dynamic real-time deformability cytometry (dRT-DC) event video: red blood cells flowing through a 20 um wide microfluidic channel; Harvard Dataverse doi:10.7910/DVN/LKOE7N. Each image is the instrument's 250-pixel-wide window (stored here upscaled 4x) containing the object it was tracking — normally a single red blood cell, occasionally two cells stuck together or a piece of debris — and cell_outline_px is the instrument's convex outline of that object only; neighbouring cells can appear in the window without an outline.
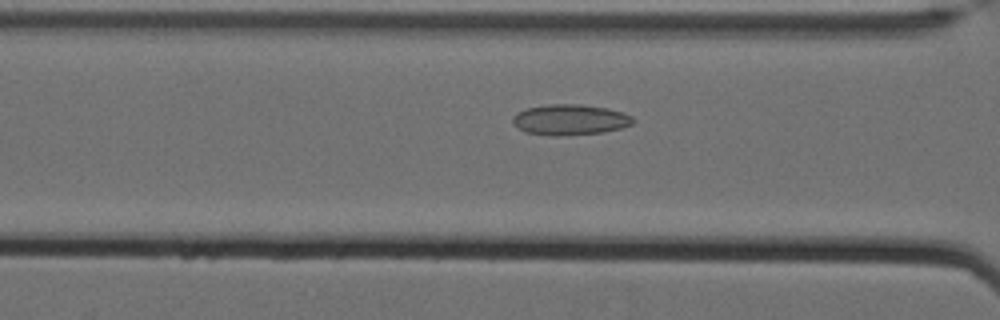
{"species": "Egyptian fruit bat (a non-hibernating species)", "species_latin": "Rousettus aegyptiacus", "temperature_condition": "cold", "stored_images_in_passage": 46, "camera_frame_rate_fps": 3000, "um_per_image_px": 0.085, "animal": {"sex": "female"}, "frame": {"image": 1, "passage_image": 17, "time_ms": 5.333, "image_size_px": [1000, 320], "cell_outline_px": [[632, 124], [620, 128], [604, 132], [568, 136], [552, 136], [524, 132], [516, 128], [512, 120], [512, 116], [516, 112], [528, 108], [548, 104], [580, 104], [608, 108], [624, 112], [632, 116]], "centroid_in_image_um": [48.42, 10.18], "position_along_channel_um": 118.2, "area_um2": 21.79}}
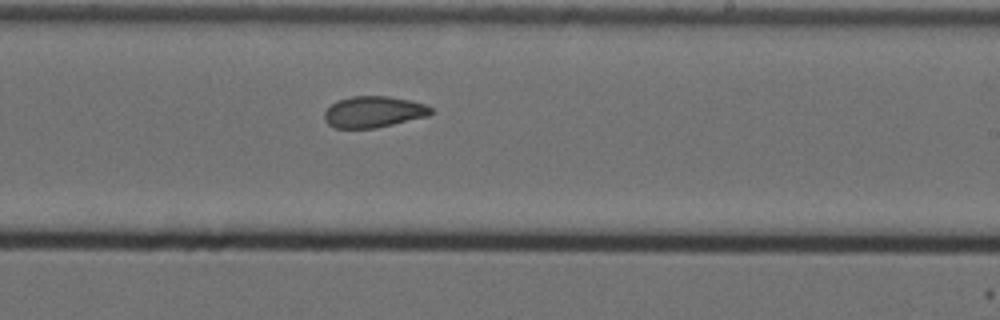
{"frame": {"image": 2, "passage_image": 29, "time_ms": 9.333, "image_size_px": [1000, 320], "cell_outline_px": [[432, 112], [428, 116], [376, 128], [336, 128], [328, 124], [324, 120], [324, 112], [336, 100], [352, 96], [388, 96], [408, 100], [424, 104], [432, 108]], "centroid_in_image_um": [31.73, 9.51], "position_along_channel_um": 257.3, "area_um2": 19.36}}
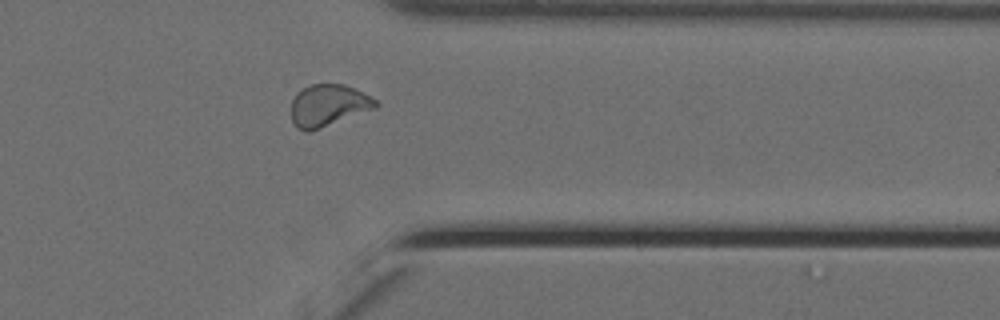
{"frame": {"image": 3, "passage_image": 40, "time_ms": 13.0, "image_size_px": [1000, 320], "cell_outline_px": [[380, 104], [376, 108], [308, 132], [304, 132], [296, 128], [292, 120], [292, 100], [296, 92], [308, 84], [344, 84], [356, 88], [376, 100]], "centroid_in_image_um": [27.89, 8.94], "position_along_channel_um": 383.5, "area_um2": 20.69}}